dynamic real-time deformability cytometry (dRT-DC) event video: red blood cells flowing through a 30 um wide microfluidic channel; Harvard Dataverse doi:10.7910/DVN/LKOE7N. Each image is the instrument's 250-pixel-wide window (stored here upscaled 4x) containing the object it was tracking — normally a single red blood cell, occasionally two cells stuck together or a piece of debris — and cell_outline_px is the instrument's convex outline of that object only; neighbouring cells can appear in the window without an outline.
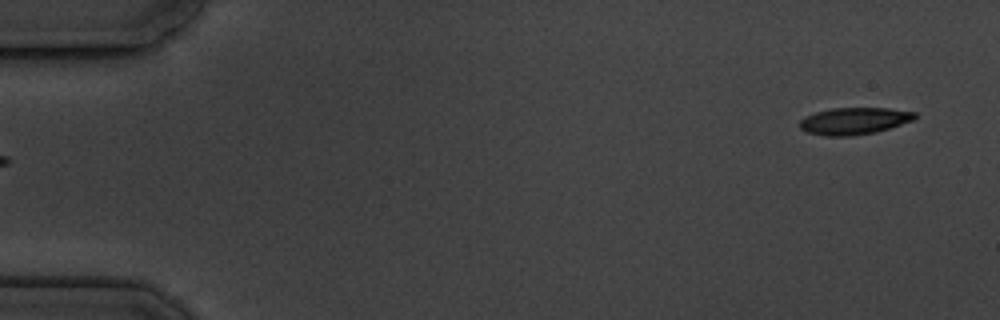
{"species": "common noctule bat (a hibernating species)", "species_latin": "Nyctalus noctula", "temperature_condition": "cold", "stored_images_in_passage": 6, "camera_frame_rate_fps": 3000, "um_per_image_px": 0.085, "animal": {"sex": "male", "body_mass_g": 19.5, "forearm_length_mm": 54.6}, "frame": {"image": 1, "passage_image": 1, "time_ms": 0.0, "image_size_px": [1000, 320], "cell_outline_px": [[916, 116], [912, 120], [876, 132], [852, 136], [824, 136], [808, 132], [800, 128], [800, 120], [804, 116], [816, 112], [832, 108], [888, 108], [916, 112]], "centroid_in_image_um": [72.57, 10.28], "position_along_channel_um": 12.4, "area_um2": 17.98}}
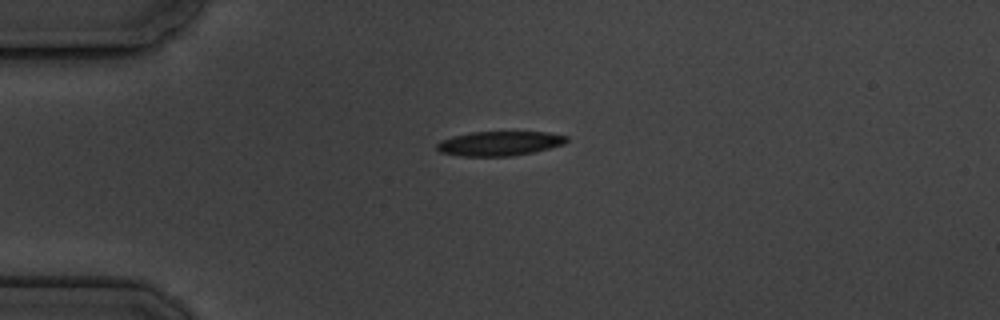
{"frame": {"image": 2, "passage_image": 4, "time_ms": 3.667, "image_size_px": [1000, 320], "cell_outline_px": [[568, 140], [564, 144], [532, 152], [512, 156], [460, 156], [440, 152], [436, 148], [436, 144], [440, 140], [452, 136], [472, 132], [548, 132], [568, 136]], "centroid_in_image_um": [42.43, 12.19], "position_along_channel_um": 42.6, "area_um2": 18.5}}